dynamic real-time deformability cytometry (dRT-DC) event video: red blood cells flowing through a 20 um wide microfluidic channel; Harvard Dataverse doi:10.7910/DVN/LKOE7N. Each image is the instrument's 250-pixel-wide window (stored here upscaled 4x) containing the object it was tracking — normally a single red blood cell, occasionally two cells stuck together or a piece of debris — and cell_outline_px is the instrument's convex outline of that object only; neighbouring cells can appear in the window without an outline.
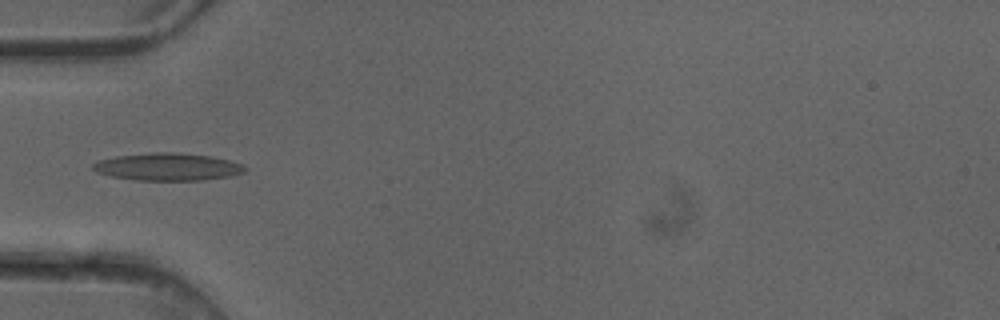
{"species": "common noctule bat (a hibernating species)", "species_latin": "Nyctalus noctula", "temperature_condition": "cold", "stored_images_in_passage": 6, "camera_frame_rate_fps": 3000, "um_per_image_px": 0.085, "animal": {"sex": "female"}, "frame": {"image": 1, "passage_image": 6, "time_ms": 1.667, "image_size_px": [1000, 320], "cell_outline_px": [[248, 168], [244, 172], [232, 176], [200, 180], [136, 180], [112, 176], [96, 172], [92, 168], [92, 164], [100, 160], [116, 156], [152, 152], [176, 152], [208, 156], [228, 160], [240, 164]], "centroid_in_image_um": [14.24, 14.18], "position_along_channel_um": 70.8, "area_um2": 24.16}}